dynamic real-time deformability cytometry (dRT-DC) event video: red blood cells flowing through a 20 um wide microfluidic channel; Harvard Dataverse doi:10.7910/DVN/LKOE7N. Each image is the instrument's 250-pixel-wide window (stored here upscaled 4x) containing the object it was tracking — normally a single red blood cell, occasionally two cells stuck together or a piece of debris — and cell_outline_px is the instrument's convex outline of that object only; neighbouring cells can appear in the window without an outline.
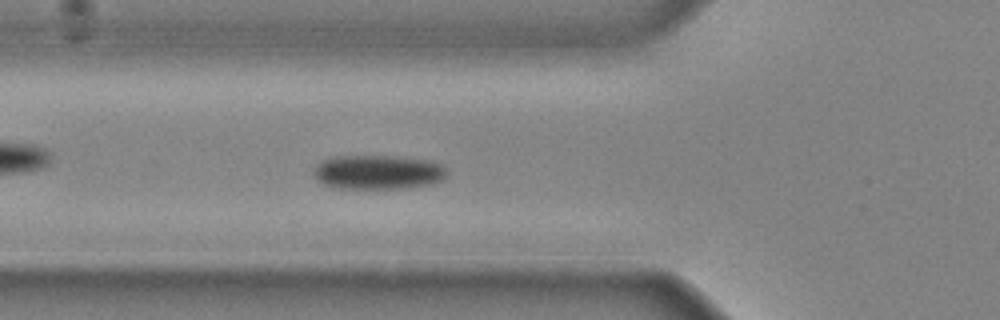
{"species": "common noctule bat (a hibernating species)", "species_latin": "Nyctalus noctula", "temperature_condition": "cold", "stored_images_in_passage": 40, "camera_frame_rate_fps": 3000, "um_per_image_px": 0.085, "animal": {"sex": "male", "body_mass_g": 20.4}, "frame": {"image": 1, "passage_image": 15, "time_ms": 4.667, "image_size_px": [1000, 320], "cell_outline_px": [[444, 180], [432, 184], [404, 188], [332, 188], [316, 180], [316, 164], [324, 160], [336, 156], [396, 156], [432, 160], [440, 164], [444, 168]], "centroid_in_image_um": [32.14, 14.63], "position_along_channel_um": 93.7, "area_um2": 26.53}}
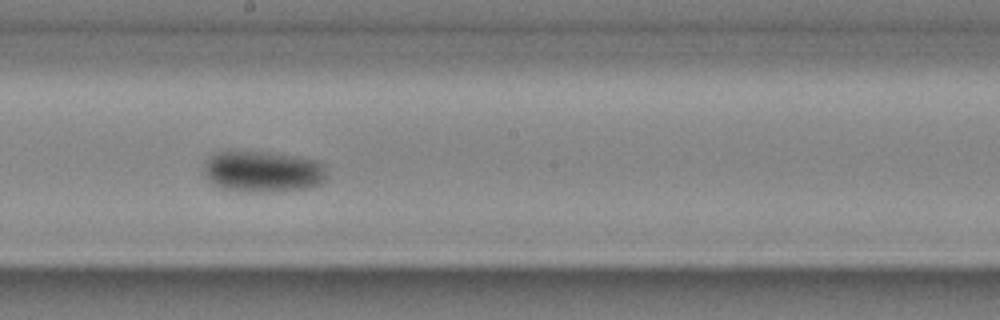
{"frame": {"image": 2, "passage_image": 24, "time_ms": 7.667, "image_size_px": [1000, 320], "cell_outline_px": [[328, 176], [324, 184], [312, 188], [280, 192], [248, 192], [220, 188], [212, 184], [204, 176], [204, 168], [208, 160], [216, 152], [272, 152], [320, 160], [324, 164]], "centroid_in_image_um": [22.45, 14.61], "position_along_channel_um": 225.8, "area_um2": 30.29}}
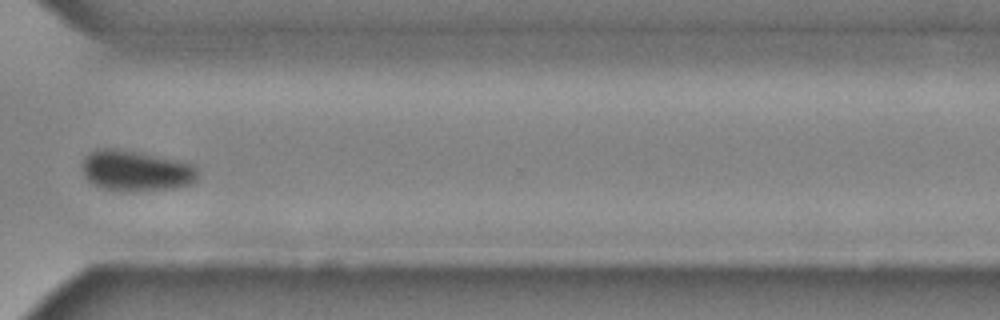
{"frame": {"image": 3, "passage_image": 33, "time_ms": 10.667, "image_size_px": [1000, 320], "cell_outline_px": [[196, 180], [192, 184], [176, 188], [124, 192], [104, 188], [92, 184], [84, 176], [84, 156], [88, 152], [96, 148], [116, 148], [176, 160], [192, 164], [196, 168]], "centroid_in_image_um": [11.53, 14.52], "position_along_channel_um": 359.1, "area_um2": 27.34}}